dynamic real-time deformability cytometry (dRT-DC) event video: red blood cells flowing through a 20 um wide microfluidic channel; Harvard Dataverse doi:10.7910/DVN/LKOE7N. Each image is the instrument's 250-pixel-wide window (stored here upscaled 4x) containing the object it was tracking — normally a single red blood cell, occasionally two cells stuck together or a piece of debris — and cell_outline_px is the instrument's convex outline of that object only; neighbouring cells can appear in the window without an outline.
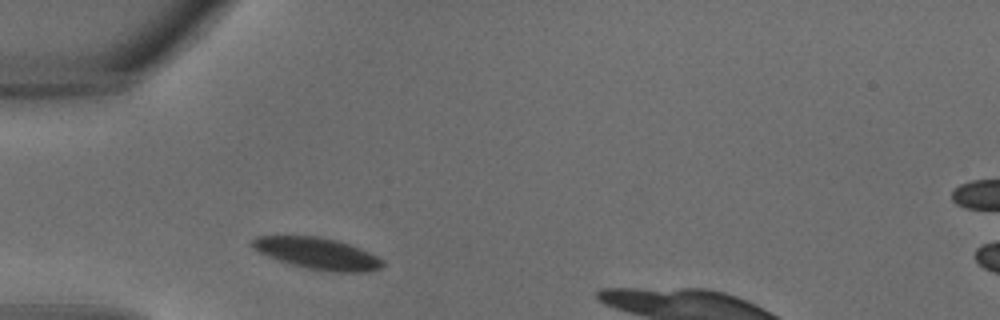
{"species": "common noctule bat (a hibernating species)", "species_latin": "Nyctalus noctula", "temperature_condition": "warm", "stored_images_in_passage": 20, "camera_frame_rate_fps": 3000, "um_per_image_px": 0.085, "animal": {"sex": "male", "body_mass_g": 18.8}, "frame": {"image": 1, "passage_image": 1, "time_ms": 0.0, "image_size_px": [1000, 320], "cell_outline_px": [[384, 264], [380, 268], [368, 272], [332, 272], [308, 268], [292, 264], [268, 256], [252, 248], [252, 240], [256, 236], [320, 236], [336, 240], [360, 248], [384, 260]], "centroid_in_image_um": [27.01, 21.54], "position_along_channel_um": 58.0, "area_um2": 23.76}}
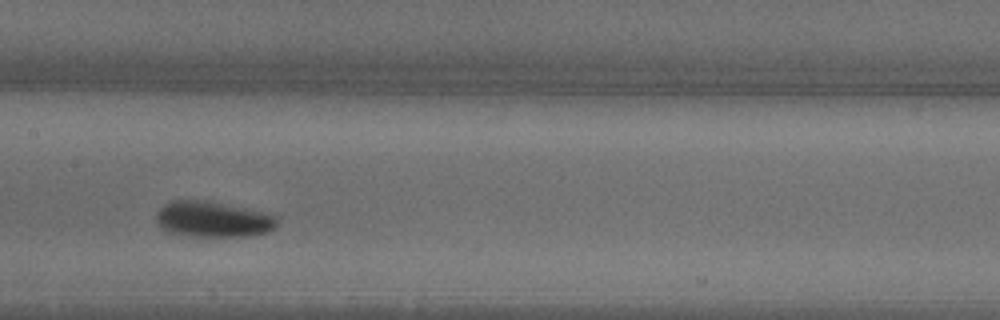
{"frame": {"image": 2, "passage_image": 8, "time_ms": 2.333, "image_size_px": [1000, 320], "cell_outline_px": [[280, 220], [276, 228], [268, 232], [252, 236], [180, 236], [168, 232], [156, 220], [156, 212], [164, 204], [172, 200], [208, 200], [244, 208], [276, 216]], "centroid_in_image_um": [18.11, 18.65], "position_along_channel_um": 189.3, "area_um2": 25.37}}
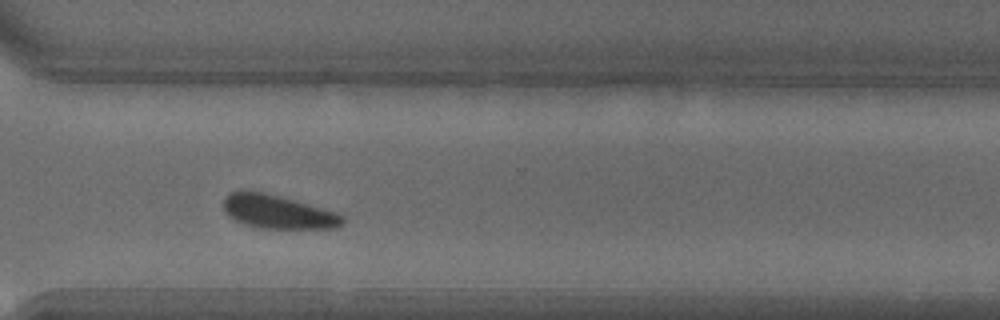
{"frame": {"image": 3, "passage_image": 16, "time_ms": 5.0, "image_size_px": [1000, 320], "cell_outline_px": [[344, 224], [336, 228], [256, 228], [244, 224], [228, 216], [224, 212], [224, 196], [228, 192], [264, 192], [280, 196], [336, 212], [344, 216]], "centroid_in_image_um": [23.61, 18.02], "position_along_channel_um": 347.0, "area_um2": 23.18}}